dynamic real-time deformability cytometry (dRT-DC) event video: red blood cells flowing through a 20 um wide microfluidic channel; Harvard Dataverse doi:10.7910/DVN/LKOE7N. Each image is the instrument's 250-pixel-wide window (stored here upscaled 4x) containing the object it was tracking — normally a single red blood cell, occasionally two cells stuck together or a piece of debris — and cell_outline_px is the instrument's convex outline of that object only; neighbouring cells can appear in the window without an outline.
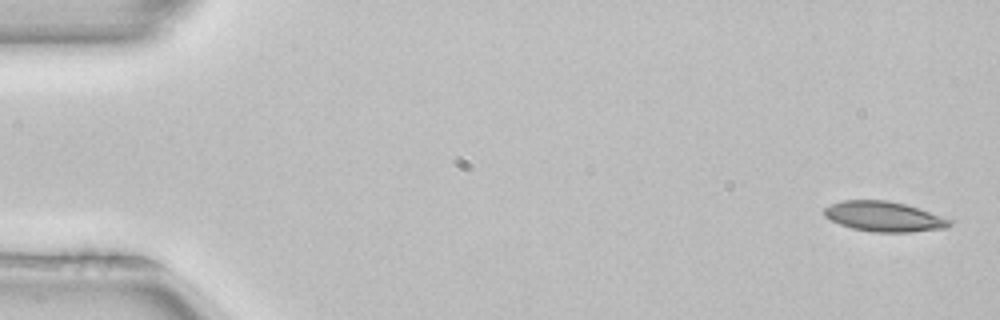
{"species": "common noctule bat (a hibernating species)", "species_latin": "Nyctalus noctula", "temperature_condition": "room temperature", "stored_images_in_passage": 6, "camera_frame_rate_fps": 3000, "um_per_image_px": 0.085, "animal": {"sex": "female", "body_mass_g": 22.7, "forearm_length_mm": 54.2}, "frame": {"image": 1, "passage_image": 1, "time_ms": 0.0, "image_size_px": [1000, 320], "cell_outline_px": [[952, 224], [948, 228], [912, 232], [872, 232], [852, 228], [840, 224], [824, 216], [824, 208], [832, 204], [844, 200], [888, 200], [904, 204], [952, 220]], "centroid_in_image_um": [75.14, 18.41], "position_along_channel_um": 9.9, "area_um2": 21.79}}
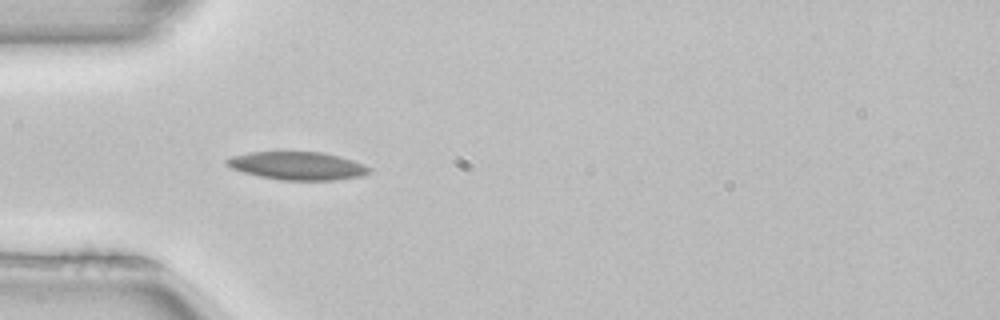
{"frame": {"image": 2, "passage_image": 5, "time_ms": 1.333, "image_size_px": [1000, 320], "cell_outline_px": [[372, 172], [360, 176], [336, 180], [280, 180], [260, 176], [244, 172], [232, 168], [224, 164], [224, 160], [232, 156], [248, 152], [324, 152], [340, 156], [364, 164], [372, 168]], "centroid_in_image_um": [25.3, 14.09], "position_along_channel_um": 59.7, "area_um2": 23.41}}